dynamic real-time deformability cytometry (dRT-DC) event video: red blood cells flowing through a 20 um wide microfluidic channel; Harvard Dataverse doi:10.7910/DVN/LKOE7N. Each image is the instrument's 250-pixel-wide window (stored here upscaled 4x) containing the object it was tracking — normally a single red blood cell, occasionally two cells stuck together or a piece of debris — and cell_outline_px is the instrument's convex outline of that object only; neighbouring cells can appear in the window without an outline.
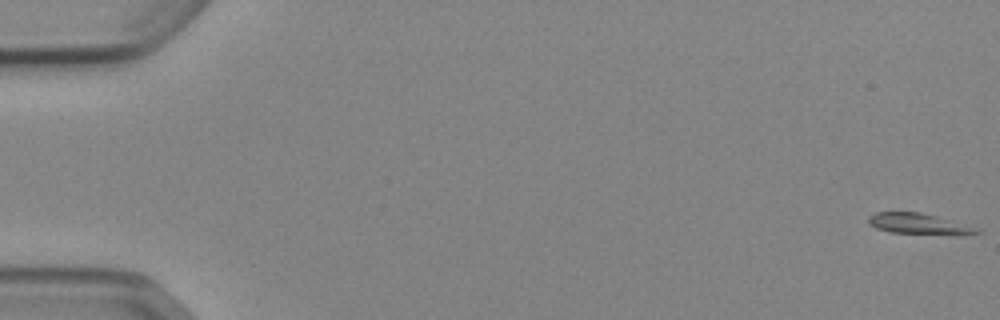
{"species": "Egyptian fruit bat (a non-hibernating species)", "species_latin": "Rousettus aegyptiacus", "temperature_condition": "cold", "stored_images_in_passage": 53, "camera_frame_rate_fps": 3000, "um_per_image_px": 0.085, "animal": {"sex": "female"}, "frame": {"image": 1, "passage_image": 1, "time_ms": 0.0, "image_size_px": [1000, 320], "cell_outline_px": [[980, 232], [892, 232], [876, 228], [868, 224], [868, 216], [876, 212], [920, 212], [936, 216], [980, 228]], "centroid_in_image_um": [77.91, 18.96], "position_along_channel_um": 7.1, "area_um2": 12.08}}
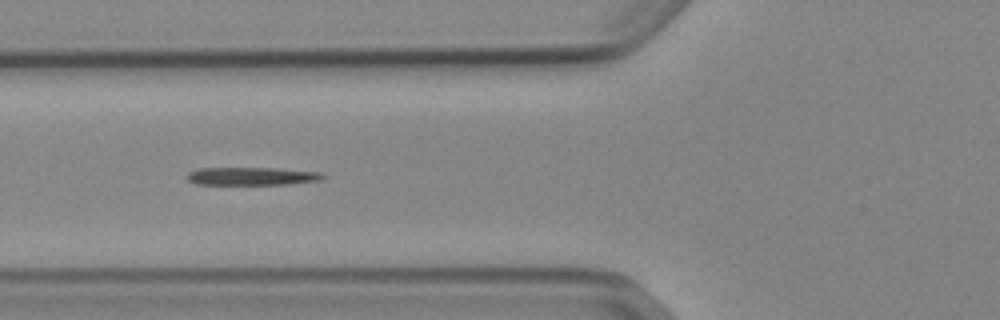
{"frame": {"image": 2, "passage_image": 21, "time_ms": 6.667, "image_size_px": [1000, 320], "cell_outline_px": [[324, 176], [320, 180], [288, 184], [196, 184], [188, 180], [188, 172], [196, 168], [276, 168], [320, 172]], "centroid_in_image_um": [21.37, 14.97], "position_along_channel_um": 104.4, "area_um2": 14.05}}
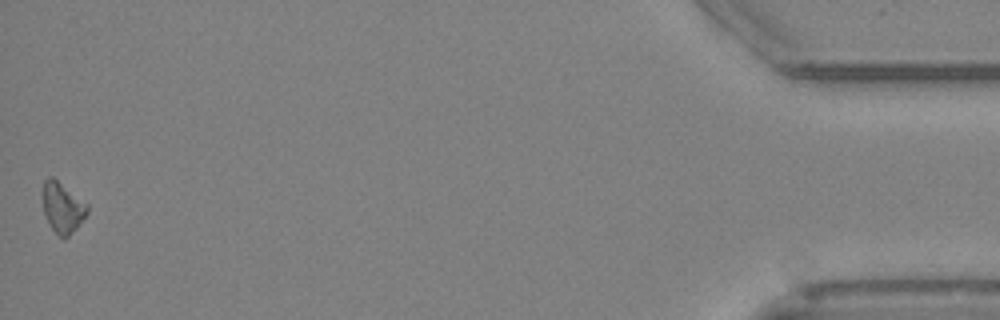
{"frame": {"image": 3, "passage_image": 53, "time_ms": 17.333, "image_size_px": [1000, 320], "cell_outline_px": [[88, 212], [76, 228], [64, 240], [52, 228], [44, 212], [40, 196], [40, 192], [44, 180], [48, 176], [52, 176], [88, 204]], "centroid_in_image_um": [5.27, 17.59], "position_along_channel_um": 429.9, "area_um2": 13.24}, "authors_computed_cell_mechanics": {"area_um2": 13.872, "velocity_mm_per_s": 3.8835, "shape_relaxation_time_tau1_ms": 8.0815, "shape_relaxation_time_tau2_ms": null, "deformation_change_tau1": 0.2067, "deformation_change_tau2": null}}